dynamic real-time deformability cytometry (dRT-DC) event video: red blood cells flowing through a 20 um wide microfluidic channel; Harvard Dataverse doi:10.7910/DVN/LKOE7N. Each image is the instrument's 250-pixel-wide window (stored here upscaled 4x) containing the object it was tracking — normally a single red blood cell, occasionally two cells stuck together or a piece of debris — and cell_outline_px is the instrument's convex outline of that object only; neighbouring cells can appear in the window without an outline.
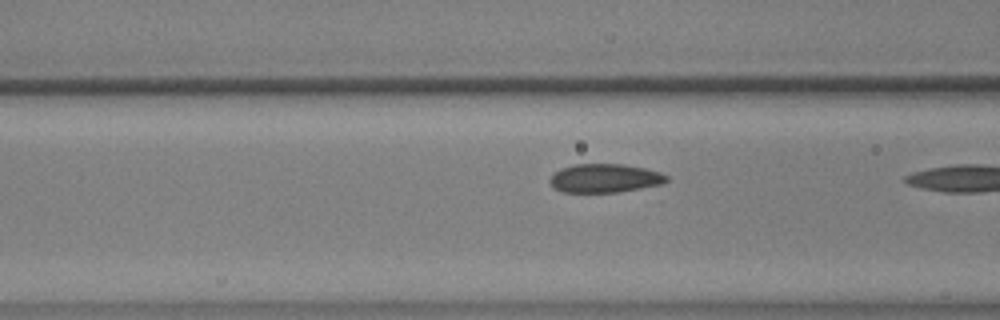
{"species": "common noctule bat (a hibernating species)", "species_latin": "Nyctalus noctula", "temperature_condition": "warm", "stored_images_in_passage": 9, "camera_frame_rate_fps": 3000, "um_per_image_px": 0.085, "animal": {"sex": "male", "body_mass_g": 17.9, "forearm_length_mm": 54.2}, "frame": {"image": 1, "passage_image": 8, "time_ms": 2.333, "image_size_px": [1000, 320], "cell_outline_px": [[668, 180], [664, 184], [616, 192], [564, 192], [552, 188], [548, 180], [560, 168], [576, 164], [624, 164], [644, 168], [660, 172], [668, 176]], "centroid_in_image_um": [51.4, 15.15], "position_along_channel_um": 115.2, "area_um2": 19.54}}